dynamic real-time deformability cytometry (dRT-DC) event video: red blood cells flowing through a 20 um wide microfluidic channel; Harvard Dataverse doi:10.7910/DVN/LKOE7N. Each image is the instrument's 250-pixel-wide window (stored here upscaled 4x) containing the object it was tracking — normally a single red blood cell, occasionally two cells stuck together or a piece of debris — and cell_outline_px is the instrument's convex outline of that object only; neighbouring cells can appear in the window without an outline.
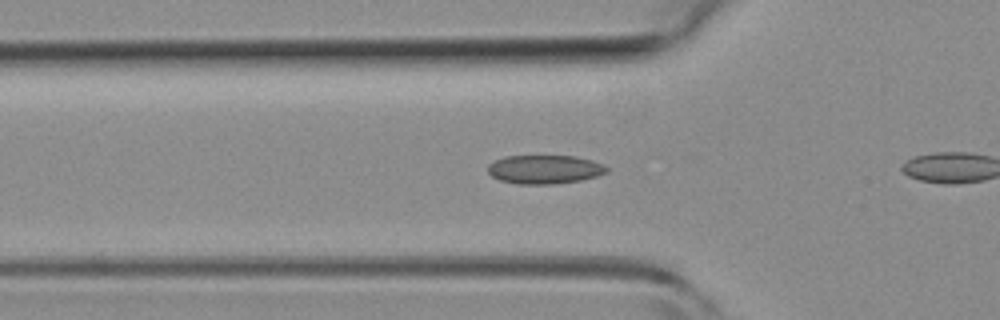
{"species": "common noctule bat (a hibernating species)", "species_latin": "Nyctalus noctula", "temperature_condition": "room temperature", "stored_images_in_passage": 27, "camera_frame_rate_fps": 3000, "um_per_image_px": 0.085, "animal": {"sex": "female", "body_mass_g": 19.3, "forearm_length_mm": 54.1}, "frame": {"image": 1, "passage_image": 16, "time_ms": 5.0, "image_size_px": [1000, 320], "cell_outline_px": [[608, 172], [596, 176], [580, 180], [552, 184], [516, 184], [500, 180], [492, 176], [488, 172], [488, 164], [504, 156], [576, 156], [592, 160], [604, 164], [608, 168]], "centroid_in_image_um": [46.3, 14.39], "position_along_channel_um": 79.5, "area_um2": 19.94}}
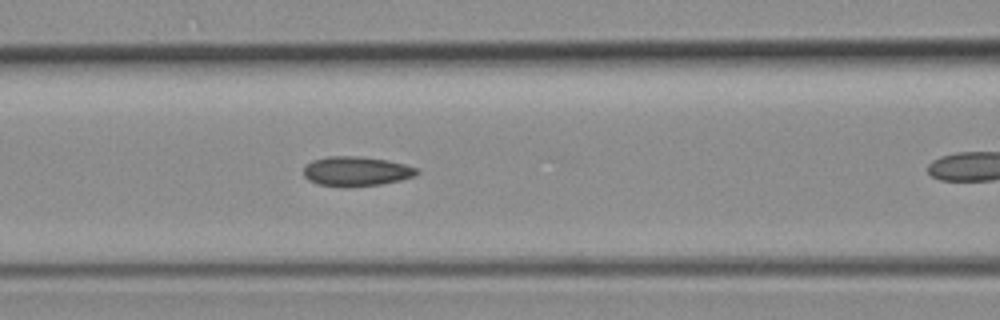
{"frame": {"image": 2, "passage_image": 20, "time_ms": 6.333, "image_size_px": [1000, 320], "cell_outline_px": [[420, 172], [416, 176], [400, 180], [380, 184], [348, 188], [340, 188], [316, 184], [308, 180], [304, 176], [304, 168], [312, 160], [328, 156], [356, 156], [384, 160], [404, 164], [420, 168]], "centroid_in_image_um": [30.28, 14.58], "position_along_channel_um": 136.3, "area_um2": 19.83}}
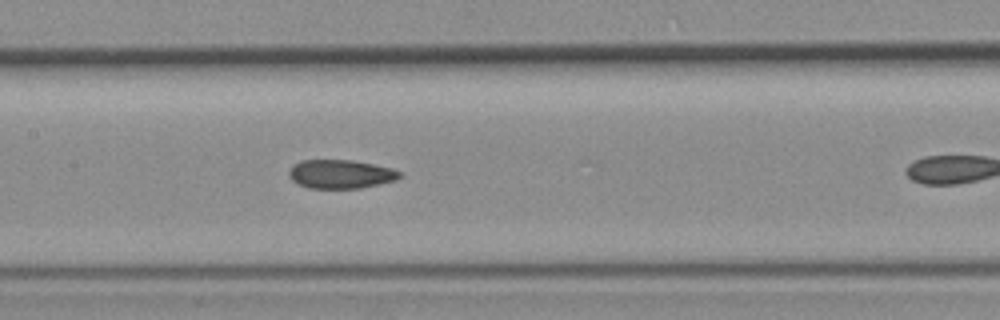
{"frame": {"image": 3, "passage_image": 23, "time_ms": 7.333, "image_size_px": [1000, 320], "cell_outline_px": [[400, 176], [396, 180], [380, 184], [360, 188], [308, 188], [292, 180], [288, 176], [288, 172], [292, 164], [300, 160], [352, 160], [392, 168], [400, 172]], "centroid_in_image_um": [28.92, 14.79], "position_along_channel_um": 178.5, "area_um2": 18.55}}